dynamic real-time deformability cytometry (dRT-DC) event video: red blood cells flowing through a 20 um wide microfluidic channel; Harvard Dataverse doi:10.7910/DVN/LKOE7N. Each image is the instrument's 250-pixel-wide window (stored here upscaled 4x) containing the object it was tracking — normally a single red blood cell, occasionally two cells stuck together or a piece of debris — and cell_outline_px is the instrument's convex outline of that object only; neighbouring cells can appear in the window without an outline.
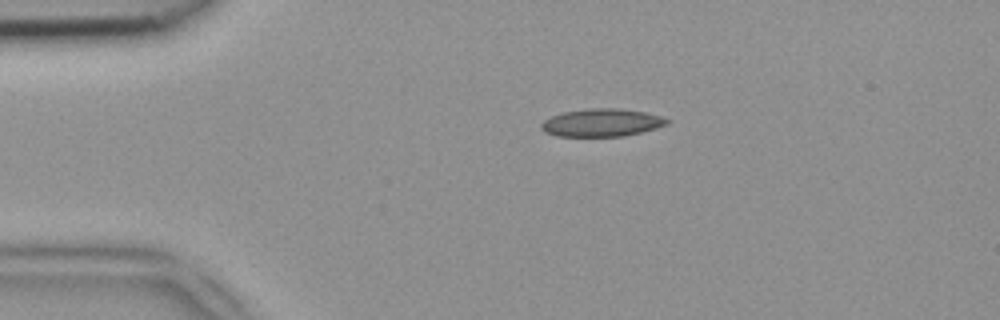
{"species": "common noctule bat (a hibernating species)", "species_latin": "Nyctalus noctula", "temperature_condition": "room temperature", "stored_images_in_passage": 41, "camera_frame_rate_fps": 3000, "um_per_image_px": 0.085, "animal": {"sex": "female", "body_mass_g": 18.4}, "frame": {"image": 1, "passage_image": 2, "time_ms": 0.333, "image_size_px": [1000, 320], "cell_outline_px": [[672, 120], [668, 124], [656, 128], [624, 136], [556, 136], [544, 132], [540, 128], [540, 124], [544, 120], [552, 116], [564, 112], [588, 108], [620, 108], [644, 112], [660, 116]], "centroid_in_image_um": [51.14, 10.42], "position_along_channel_um": 33.9, "area_um2": 20.4}}
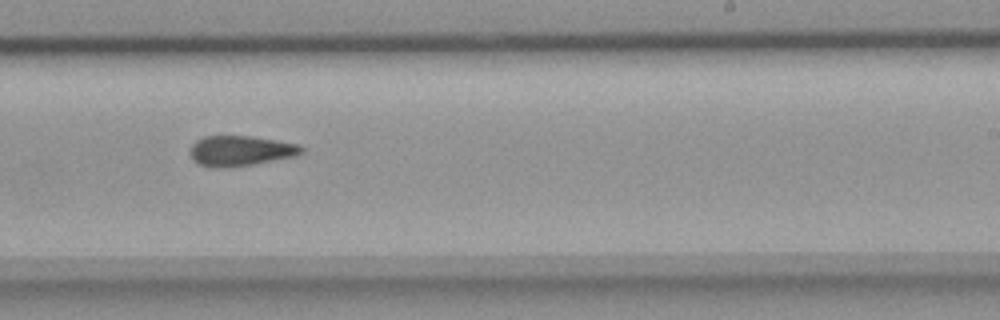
{"frame": {"image": 2, "passage_image": 22, "time_ms": 7.0, "image_size_px": [1000, 320], "cell_outline_px": [[304, 152], [296, 156], [252, 164], [228, 168], [212, 168], [196, 164], [192, 160], [188, 152], [192, 144], [196, 140], [204, 136], [252, 136], [276, 140], [296, 144], [304, 148]], "centroid_in_image_um": [20.38, 12.83], "position_along_channel_um": 268.6, "area_um2": 19.94}}
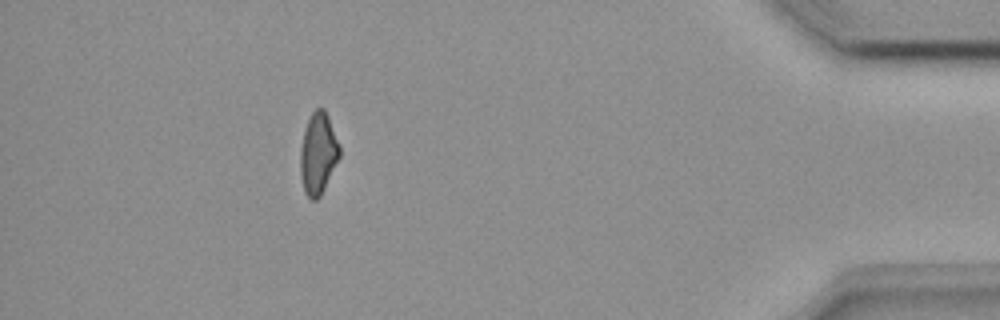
{"frame": {"image": 3, "passage_image": 36, "time_ms": 11.667, "image_size_px": [1000, 320], "cell_outline_px": [[340, 156], [320, 196], [316, 200], [312, 200], [304, 192], [300, 176], [300, 148], [304, 132], [308, 120], [312, 112], [316, 108], [324, 108], [328, 116], [340, 148]], "centroid_in_image_um": [27.02, 13.06], "position_along_channel_um": 408.2, "area_um2": 18.44}}